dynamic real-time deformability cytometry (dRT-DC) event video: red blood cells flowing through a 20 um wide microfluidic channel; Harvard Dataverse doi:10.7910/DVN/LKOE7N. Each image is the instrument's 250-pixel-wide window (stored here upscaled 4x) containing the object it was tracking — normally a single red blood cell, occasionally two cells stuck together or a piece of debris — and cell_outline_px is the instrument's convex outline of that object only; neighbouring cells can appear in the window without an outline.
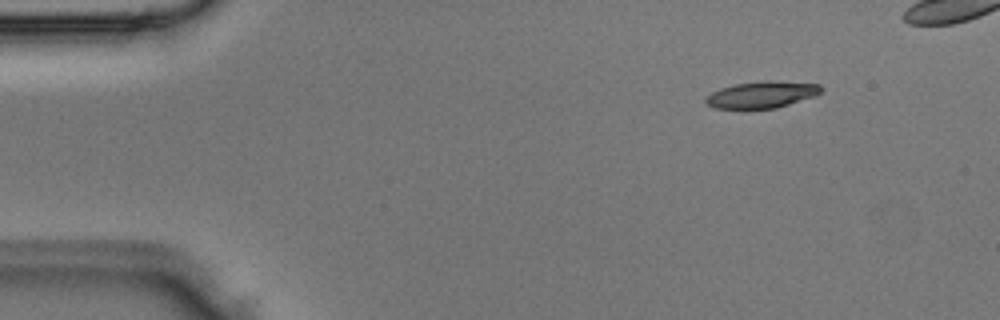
{"species": "Egyptian fruit bat (a non-hibernating species)", "species_latin": "Rousettus aegyptiacus", "temperature_condition": "room temperature", "stored_images_in_passage": 4, "camera_frame_rate_fps": 3000, "um_per_image_px": 0.085, "animal": {"sex": "male"}, "frame": {"image": 1, "passage_image": 1, "time_ms": 0.0, "image_size_px": [1000, 320], "cell_outline_px": [[824, 88], [816, 96], [776, 108], [744, 112], [716, 108], [708, 104], [704, 100], [712, 92], [720, 88], [736, 84], [768, 80], [820, 84]], "centroid_in_image_um": [64.74, 8.09], "position_along_channel_um": 20.3, "area_um2": 18.61}}